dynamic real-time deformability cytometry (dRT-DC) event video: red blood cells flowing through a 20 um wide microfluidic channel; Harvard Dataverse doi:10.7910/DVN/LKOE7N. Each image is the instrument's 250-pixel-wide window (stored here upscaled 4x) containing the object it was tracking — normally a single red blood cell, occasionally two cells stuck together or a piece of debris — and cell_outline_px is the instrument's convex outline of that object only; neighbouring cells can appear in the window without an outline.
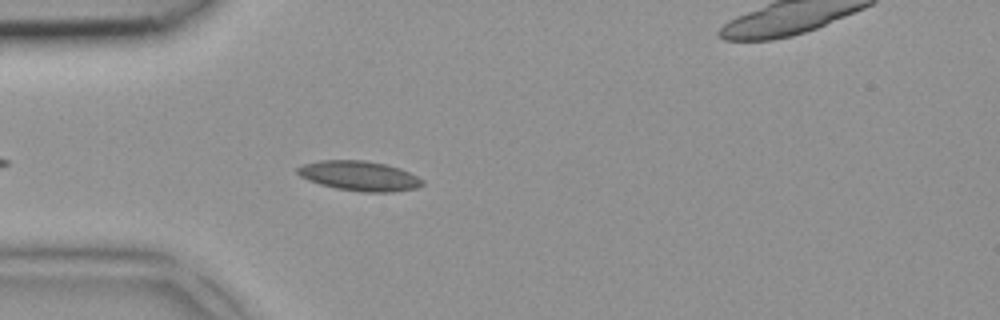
{"species": "common noctule bat (a hibernating species)", "species_latin": "Nyctalus noctula", "temperature_condition": "room temperature", "stored_images_in_passage": 5, "camera_frame_rate_fps": 3000, "um_per_image_px": 0.085, "animal": {"sex": "female", "body_mass_g": 18.4}, "frame": {"image": 1, "passage_image": 4, "time_ms": 1.0, "image_size_px": [1000, 320], "cell_outline_px": [[424, 184], [416, 188], [392, 192], [360, 192], [336, 188], [320, 184], [308, 180], [300, 176], [296, 172], [296, 168], [304, 164], [320, 160], [364, 160], [384, 164], [400, 168], [424, 180]], "centroid_in_image_um": [30.53, 14.95], "position_along_channel_um": 54.5, "area_um2": 21.68}}